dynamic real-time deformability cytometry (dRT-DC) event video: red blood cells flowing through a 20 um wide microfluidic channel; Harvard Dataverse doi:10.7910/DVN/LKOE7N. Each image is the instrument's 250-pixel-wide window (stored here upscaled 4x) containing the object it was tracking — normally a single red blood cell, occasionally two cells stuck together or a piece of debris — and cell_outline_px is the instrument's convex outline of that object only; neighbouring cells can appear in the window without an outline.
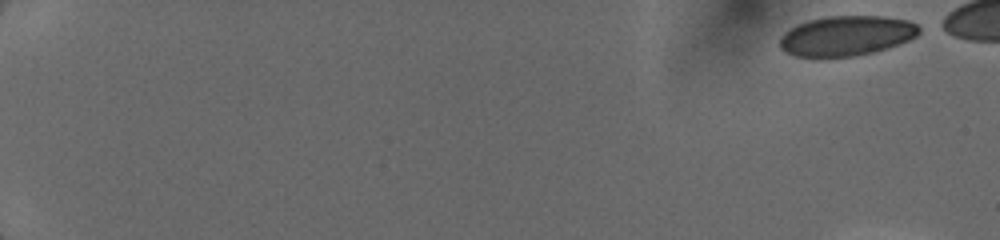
{"species": "human", "species_latin": "Homo sapiens", "temperature_condition": "cold", "stored_images_in_passage": 13, "camera_frame_rate_fps": 3000, "um_per_image_px": 0.085, "donor": {"sex": "female"}, "frame": {"image": 1, "passage_image": 1, "time_ms": 0.0, "image_size_px": [1000, 240], "cell_outline_px": [[920, 32], [916, 36], [908, 40], [888, 48], [872, 52], [852, 56], [796, 56], [784, 52], [780, 48], [780, 36], [784, 32], [808, 20], [828, 16], [884, 16], [908, 20], [916, 24], [920, 28]], "centroid_in_image_um": [71.96, 3.03], "position_along_channel_um": 13.0, "area_um2": 32.19}}
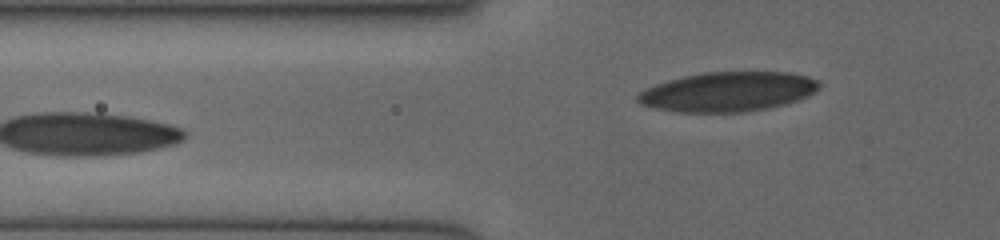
{"frame": {"image": 2, "passage_image": 13, "time_ms": 8.333, "image_size_px": [1000, 240], "cell_outline_px": [[820, 88], [816, 92], [808, 96], [784, 104], [768, 108], [740, 112], [676, 112], [656, 108], [640, 104], [636, 100], [636, 96], [644, 88], [668, 80], [684, 76], [704, 72], [792, 72], [808, 76], [816, 80], [820, 84]], "centroid_in_image_um": [61.87, 7.79], "position_along_channel_um": 63.9, "area_um2": 41.96}}